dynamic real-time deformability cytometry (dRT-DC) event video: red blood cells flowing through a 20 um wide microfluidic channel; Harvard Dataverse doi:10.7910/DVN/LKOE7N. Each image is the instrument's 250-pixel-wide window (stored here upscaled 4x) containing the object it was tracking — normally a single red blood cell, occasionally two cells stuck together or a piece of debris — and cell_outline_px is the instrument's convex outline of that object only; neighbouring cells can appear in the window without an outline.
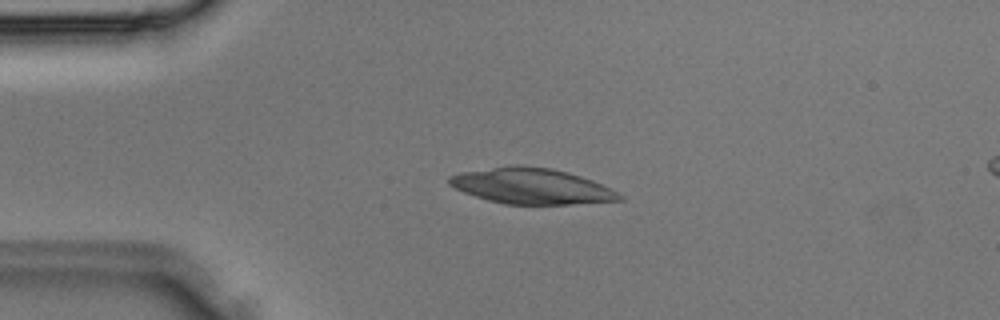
{"species": "Egyptian fruit bat (a non-hibernating species)", "species_latin": "Rousettus aegyptiacus", "temperature_condition": "room temperature", "stored_images_in_passage": 16, "camera_frame_rate_fps": 3000, "um_per_image_px": 0.085, "animal": {"sex": "male"}, "frame": {"image": 1, "passage_image": 7, "time_ms": 2.0, "image_size_px": [1000, 320], "cell_outline_px": [[624, 200], [568, 204], [504, 204], [488, 200], [464, 192], [448, 184], [448, 176], [460, 172], [516, 164], [552, 168], [580, 176], [592, 180], [624, 196]], "centroid_in_image_um": [45.15, 15.81], "position_along_channel_um": 39.9, "area_um2": 35.2}}
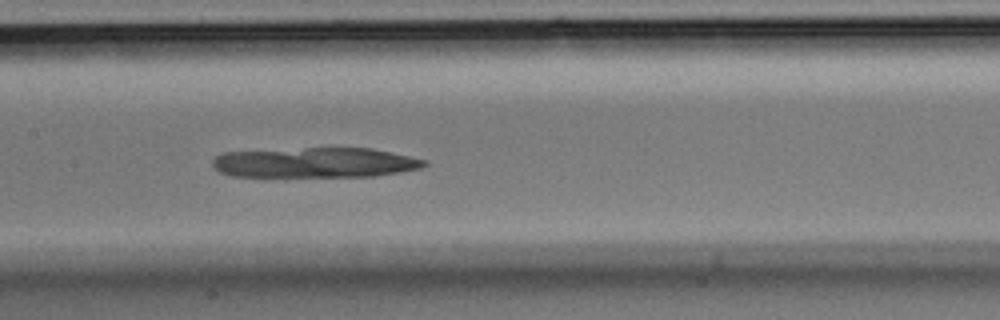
{"frame": {"image": 2, "passage_image": 16, "time_ms": 5.0, "image_size_px": [1000, 320], "cell_outline_px": [[428, 164], [420, 168], [400, 172], [372, 176], [232, 176], [220, 172], [212, 164], [212, 160], [216, 156], [224, 152], [304, 148], [372, 148], [428, 160]], "centroid_in_image_um": [26.8, 13.81], "position_along_channel_um": 180.6, "area_um2": 36.99}}